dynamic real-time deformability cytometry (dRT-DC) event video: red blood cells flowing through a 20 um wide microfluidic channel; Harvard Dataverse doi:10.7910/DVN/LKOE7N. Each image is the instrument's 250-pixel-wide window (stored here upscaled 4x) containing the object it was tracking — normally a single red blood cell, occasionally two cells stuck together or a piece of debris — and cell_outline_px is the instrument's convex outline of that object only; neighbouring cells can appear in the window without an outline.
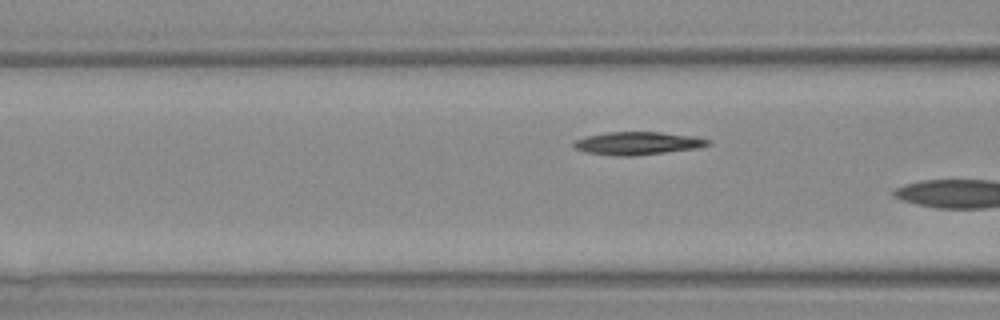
{"species": "Egyptian fruit bat (a non-hibernating species)", "species_latin": "Rousettus aegyptiacus", "temperature_condition": "warm", "stored_images_in_passage": 5, "segment_of_instrument_passage": [1, 2], "camera_frame_rate_fps": 3000, "um_per_image_px": 0.085, "animal": {"sex": "female"}, "frame": {"image": 1, "passage_image": 3, "time_ms": 3.333, "image_size_px": [1000, 320], "cell_outline_px": [[712, 144], [700, 148], [628, 156], [624, 156], [588, 152], [576, 148], [572, 144], [576, 140], [588, 136], [608, 132], [660, 132], [696, 136], [712, 140]], "centroid_in_image_um": [54.31, 12.16], "position_along_channel_um": 112.3, "area_um2": 17.69}}